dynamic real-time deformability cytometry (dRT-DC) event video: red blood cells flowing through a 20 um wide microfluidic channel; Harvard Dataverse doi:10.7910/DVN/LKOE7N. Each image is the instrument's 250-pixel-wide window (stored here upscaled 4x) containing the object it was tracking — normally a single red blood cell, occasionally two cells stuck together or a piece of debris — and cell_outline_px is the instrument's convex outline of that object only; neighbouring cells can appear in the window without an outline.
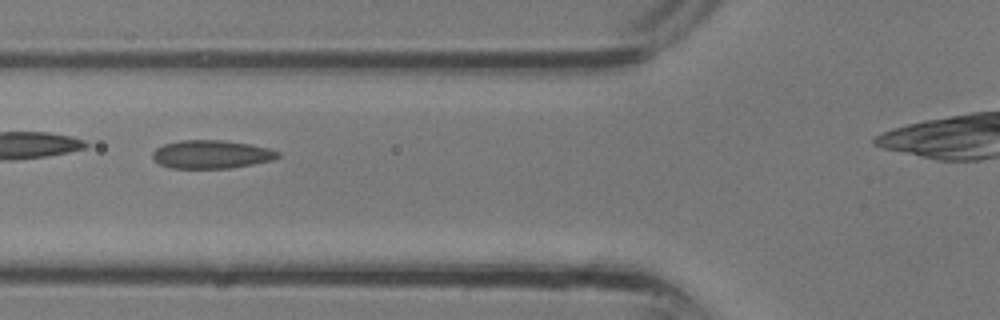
{"species": "common noctule bat (a hibernating species)", "species_latin": "Nyctalus noctula", "temperature_condition": "room temperature", "stored_images_in_passage": 5, "camera_frame_rate_fps": 3000, "um_per_image_px": 0.085, "animal": {"sex": "male", "body_mass_g": 13.3}, "frame": {"image": 1, "passage_image": 4, "time_ms": 1.0, "image_size_px": [1000, 320], "cell_outline_px": [[280, 156], [272, 160], [252, 164], [228, 168], [168, 168], [160, 164], [152, 156], [152, 152], [156, 148], [164, 144], [180, 140], [220, 140], [252, 144], [268, 148], [280, 152]], "centroid_in_image_um": [17.96, 13.11], "position_along_channel_um": 107.8, "area_um2": 20.63}}